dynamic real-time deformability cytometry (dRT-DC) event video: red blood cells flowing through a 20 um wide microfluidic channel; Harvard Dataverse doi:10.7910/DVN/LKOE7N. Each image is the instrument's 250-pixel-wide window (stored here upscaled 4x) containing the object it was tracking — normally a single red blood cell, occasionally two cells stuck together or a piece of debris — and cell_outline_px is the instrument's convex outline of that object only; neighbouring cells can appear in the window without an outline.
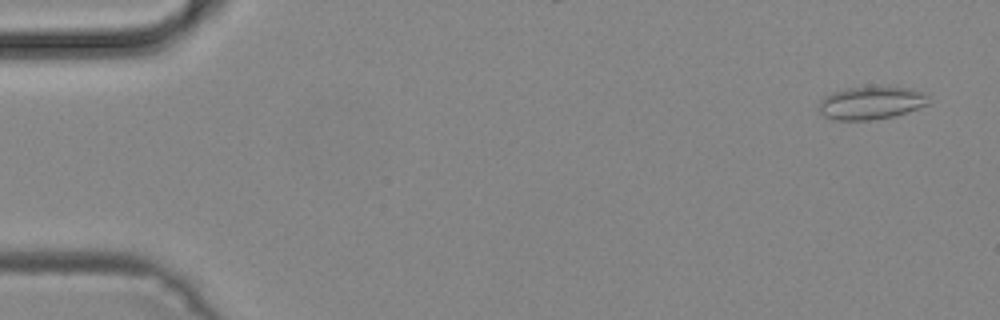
{"species": "common noctule bat (a hibernating species)", "species_latin": "Nyctalus noctula", "temperature_condition": "cold", "stored_images_in_passage": 50, "camera_frame_rate_fps": 3000, "um_per_image_px": 0.085, "animal": {"sex": "male", "body_mass_g": 19.2, "forearm_length_mm": 51.8}, "frame": {"image": 1, "passage_image": 3, "time_ms": 0.667, "image_size_px": [1000, 320], "cell_outline_px": [[928, 104], [892, 116], [872, 120], [836, 120], [824, 116], [816, 108], [816, 104], [824, 96], [832, 92], [844, 88], [880, 84], [908, 88], [920, 92], [928, 96]], "centroid_in_image_um": [73.95, 8.7], "position_along_channel_um": 11.0, "area_um2": 21.56}}
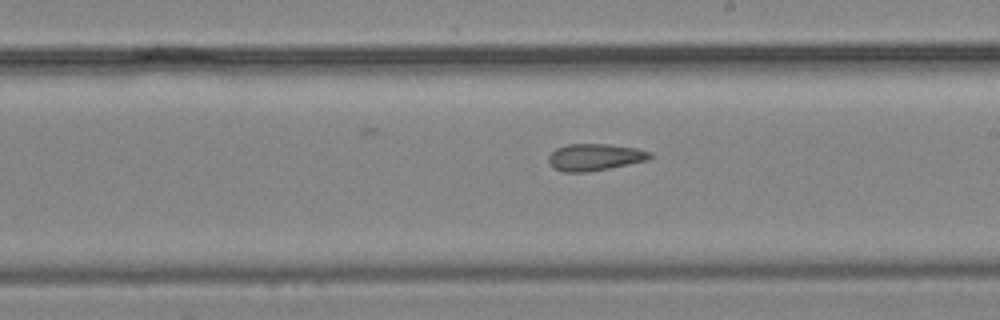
{"frame": {"image": 2, "passage_image": 29, "time_ms": 9.333, "image_size_px": [1000, 320], "cell_outline_px": [[652, 156], [648, 160], [588, 172], [560, 172], [552, 168], [548, 164], [548, 156], [556, 148], [568, 144], [608, 144], [636, 148], [652, 152]], "centroid_in_image_um": [50.51, 13.36], "position_along_channel_um": 238.5, "area_um2": 16.01}}
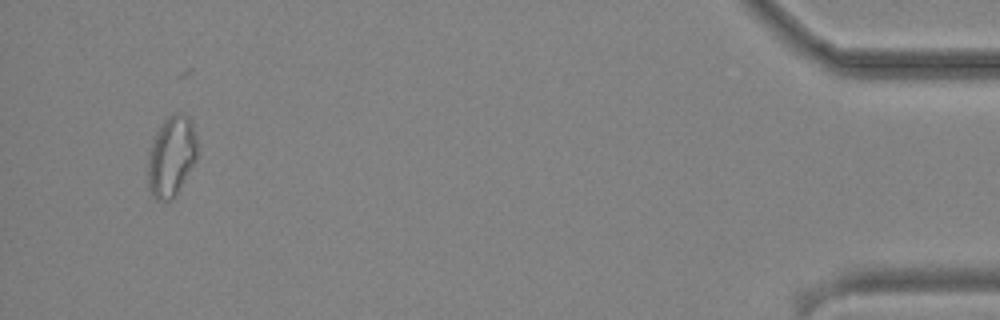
{"frame": {"image": 3, "passage_image": 48, "time_ms": 15.667, "image_size_px": [1000, 320], "cell_outline_px": [[196, 160], [176, 196], [168, 200], [156, 200], [152, 196], [148, 188], [148, 160], [152, 140], [164, 120], [168, 116], [176, 112], [184, 112], [188, 116], [192, 124], [196, 136]], "centroid_in_image_um": [14.57, 13.29], "position_along_channel_um": 420.6, "area_um2": 23.18}}